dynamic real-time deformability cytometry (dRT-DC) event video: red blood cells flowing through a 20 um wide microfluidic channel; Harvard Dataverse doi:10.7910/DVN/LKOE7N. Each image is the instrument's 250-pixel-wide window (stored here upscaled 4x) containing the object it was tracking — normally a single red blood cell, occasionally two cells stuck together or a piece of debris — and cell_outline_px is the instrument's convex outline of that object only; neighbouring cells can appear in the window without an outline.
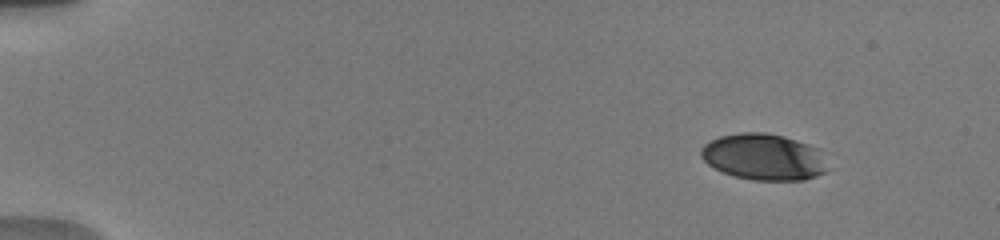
{"species": "human", "species_latin": "Homo sapiens", "temperature_condition": "warm", "stored_images_in_passage": 24, "camera_frame_rate_fps": 3000, "um_per_image_px": 0.085, "donor": {"sex": "male"}, "frame": {"image": 1, "passage_image": 4, "time_ms": 1.333, "image_size_px": [1000, 240], "cell_outline_px": [[824, 172], [816, 176], [804, 180], [752, 180], [732, 176], [708, 164], [700, 156], [700, 148], [704, 144], [720, 136], [740, 132], [764, 132], [784, 136], [796, 140], [816, 148]], "centroid_in_image_um": [64.8, 13.33], "position_along_channel_um": 20.2, "area_um2": 33.52}}
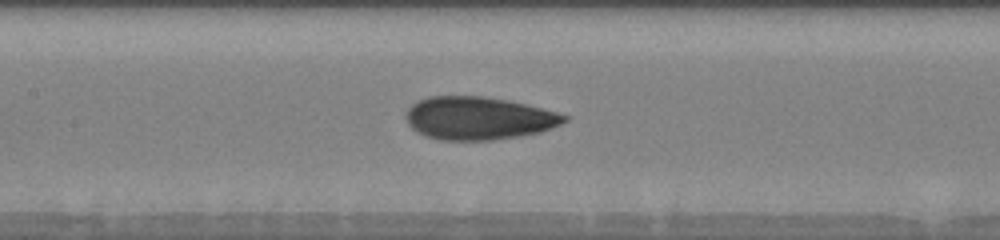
{"frame": {"image": 2, "passage_image": 21, "time_ms": 8.333, "image_size_px": [1000, 240], "cell_outline_px": [[568, 120], [560, 124], [540, 132], [492, 140], [440, 140], [424, 136], [412, 128], [408, 124], [404, 116], [408, 108], [412, 104], [428, 96], [484, 96], [508, 100], [556, 112], [568, 116]], "centroid_in_image_um": [40.63, 10.04], "position_along_channel_um": 166.8, "area_um2": 39.48}}
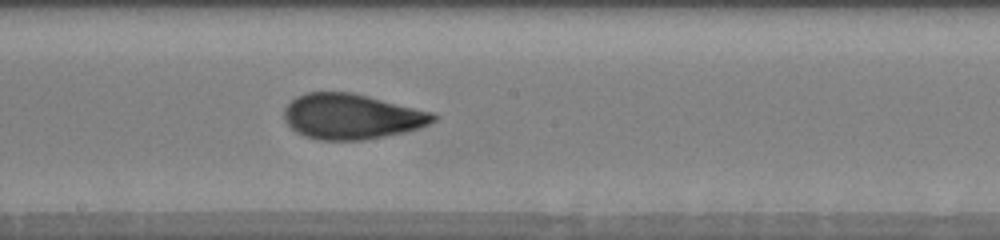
{"frame": {"image": 3, "passage_image": 24, "time_ms": 9.667, "image_size_px": [1000, 240], "cell_outline_px": [[440, 116], [436, 120], [428, 124], [404, 132], [384, 136], [360, 140], [320, 140], [304, 136], [296, 132], [284, 120], [284, 108], [296, 96], [304, 92], [352, 92], [436, 112]], "centroid_in_image_um": [29.9, 9.89], "position_along_channel_um": 218.3, "area_um2": 39.65}}